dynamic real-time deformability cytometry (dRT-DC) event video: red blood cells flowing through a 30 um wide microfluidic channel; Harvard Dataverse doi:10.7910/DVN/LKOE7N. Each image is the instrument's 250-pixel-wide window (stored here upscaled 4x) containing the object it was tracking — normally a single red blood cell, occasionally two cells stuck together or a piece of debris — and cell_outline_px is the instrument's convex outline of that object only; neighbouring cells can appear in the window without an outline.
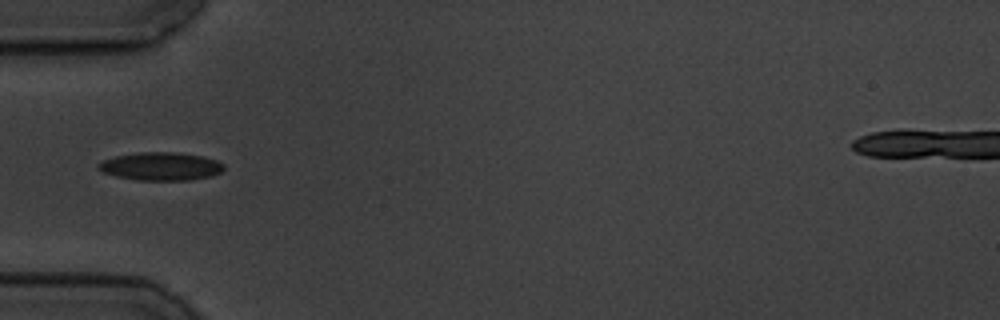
{"species": "common noctule bat (a hibernating species)", "species_latin": "Nyctalus noctula", "temperature_condition": "cold", "stored_images_in_passage": 14, "camera_frame_rate_fps": 3000, "um_per_image_px": 0.085, "animal": {"sex": "male", "body_mass_g": 19.5, "forearm_length_mm": 54.6}, "frame": {"image": 1, "passage_image": 4, "time_ms": 4.667, "image_size_px": [1000, 320], "cell_outline_px": [[224, 168], [220, 172], [212, 176], [192, 180], [136, 180], [116, 176], [104, 172], [96, 168], [96, 164], [104, 160], [116, 156], [140, 152], [172, 152], [204, 156], [216, 160], [224, 164]], "centroid_in_image_um": [13.68, 14.14], "position_along_channel_um": 71.3, "area_um2": 20.58}}
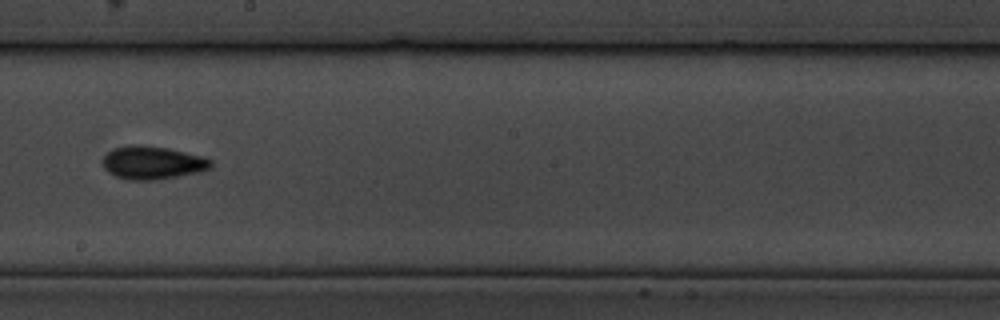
{"frame": {"image": 2, "passage_image": 8, "time_ms": 9.333, "image_size_px": [1000, 320], "cell_outline_px": [[212, 168], [200, 172], [180, 176], [156, 180], [128, 180], [116, 176], [108, 172], [104, 168], [104, 156], [112, 148], [128, 144], [136, 144], [168, 148], [204, 156], [212, 160]], "centroid_in_image_um": [12.99, 13.82], "position_along_channel_um": 235.2, "area_um2": 21.15}}
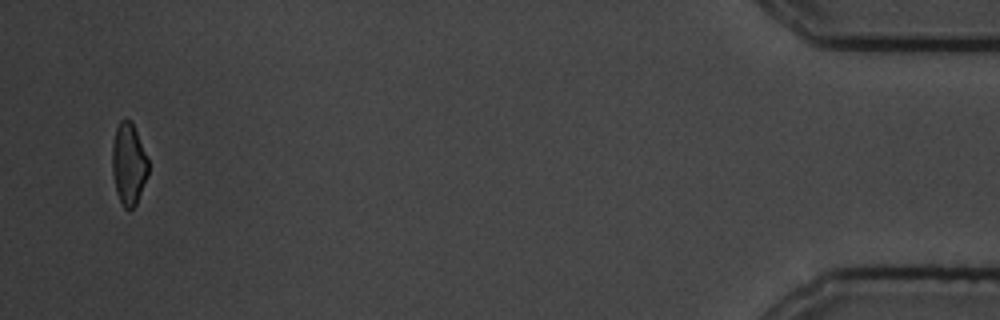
{"frame": {"image": 3, "passage_image": 14, "time_ms": 17.0, "image_size_px": [1000, 320], "cell_outline_px": [[148, 176], [136, 204], [128, 212], [124, 208], [116, 192], [112, 172], [112, 144], [116, 128], [120, 120], [124, 116], [132, 120], [148, 160]], "centroid_in_image_um": [10.93, 13.91], "position_along_channel_um": 424.3, "area_um2": 17.46}, "authors_computed_cell_mechanics": {"area_um2": 19.074, "velocity_mm_per_s": 3.5166, "shape_relaxation_time_tau1_ms": 2.193, "shape_relaxation_time_tau2_ms": 3.5075, "deformation_change_tau1": 0.0881, "deformation_change_tau2": 0.0746}}